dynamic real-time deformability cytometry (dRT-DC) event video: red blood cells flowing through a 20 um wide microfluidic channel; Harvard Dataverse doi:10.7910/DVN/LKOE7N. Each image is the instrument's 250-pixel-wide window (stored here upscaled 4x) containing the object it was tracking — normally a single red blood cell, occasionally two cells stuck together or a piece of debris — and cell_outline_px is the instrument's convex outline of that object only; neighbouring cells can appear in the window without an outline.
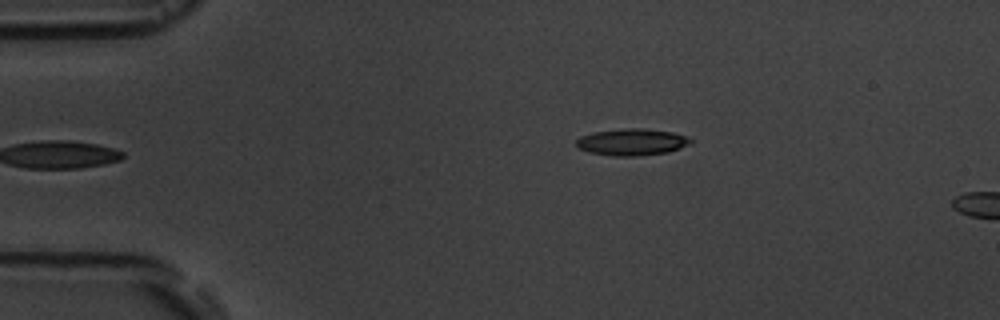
{"species": "common noctule bat (a hibernating species)", "species_latin": "Nyctalus noctula", "temperature_condition": "room temperature", "stored_images_in_passage": 4, "camera_frame_rate_fps": 3000, "um_per_image_px": 0.085, "animal": {"sex": "male", "body_mass_g": 19.5, "forearm_length_mm": 54.6}, "frame": {"image": 1, "passage_image": 4, "time_ms": 4.333, "image_size_px": [1000, 320], "cell_outline_px": [[692, 144], [668, 152], [636, 156], [612, 156], [588, 152], [580, 148], [576, 144], [576, 140], [580, 136], [592, 132], [624, 128], [640, 128], [672, 132], [688, 136], [692, 140]], "centroid_in_image_um": [53.72, 12.07], "position_along_channel_um": 31.3, "area_um2": 17.92}}